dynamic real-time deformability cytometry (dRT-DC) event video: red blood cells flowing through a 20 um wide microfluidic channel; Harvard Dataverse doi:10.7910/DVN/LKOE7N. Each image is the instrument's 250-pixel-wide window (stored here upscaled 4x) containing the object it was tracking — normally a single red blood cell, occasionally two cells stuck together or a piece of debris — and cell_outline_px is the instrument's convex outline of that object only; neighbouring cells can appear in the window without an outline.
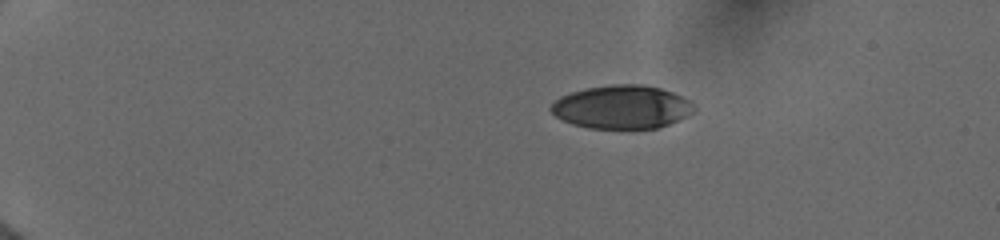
{"species": "human", "species_latin": "Homo sapiens", "temperature_condition": "cold", "stored_images_in_passage": 40, "camera_frame_rate_fps": 3000, "um_per_image_px": 0.085, "donor": {"sex": "female"}, "frame": {"image": 1, "passage_image": 1, "time_ms": 0.0, "image_size_px": [1000, 240], "cell_outline_px": [[692, 112], [668, 124], [656, 128], [588, 128], [572, 124], [556, 116], [552, 112], [552, 104], [560, 96], [584, 88], [612, 84], [644, 84], [660, 88], [672, 92], [688, 100], [692, 104]], "centroid_in_image_um": [52.82, 9.08], "position_along_channel_um": 32.2, "area_um2": 35.66}}
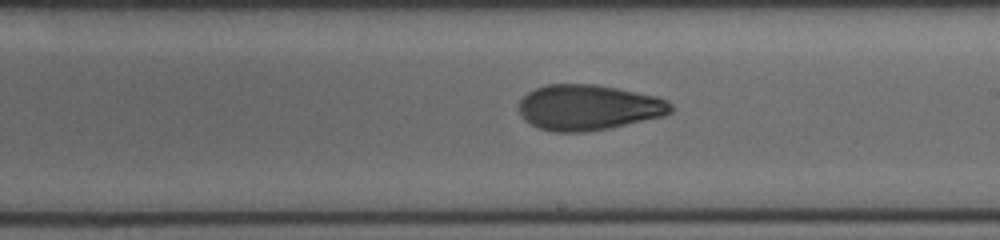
{"frame": {"image": 2, "passage_image": 22, "time_ms": 7.667, "image_size_px": [1000, 240], "cell_outline_px": [[672, 112], [664, 116], [612, 128], [584, 132], [556, 132], [540, 128], [524, 120], [520, 116], [520, 100], [528, 92], [536, 88], [548, 84], [596, 84], [656, 96], [668, 100], [672, 104]], "centroid_in_image_um": [50.04, 9.14], "position_along_channel_um": 239.0, "area_um2": 40.4}}
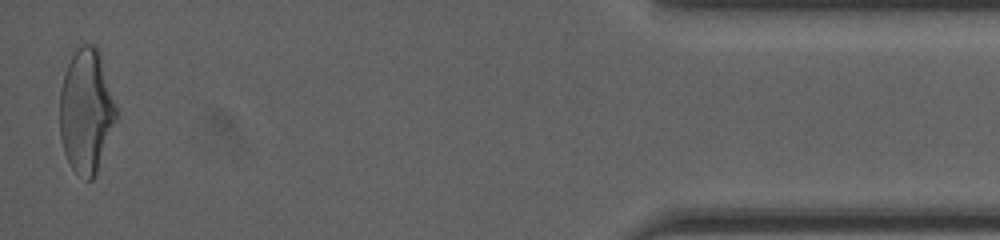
{"frame": {"image": 3, "passage_image": 40, "time_ms": 14.0, "image_size_px": [1000, 240], "cell_outline_px": [[116, 120], [96, 172], [92, 180], [88, 180], [76, 172], [72, 168], [64, 152], [60, 136], [60, 88], [68, 64], [72, 56], [84, 44], [96, 44], [100, 52], [116, 104]], "centroid_in_image_um": [7.33, 9.41], "position_along_channel_um": 427.9, "area_um2": 40.29}, "authors_computed_cell_mechanics": {"area_um2": 39.7953, "velocity_mm_per_s": 3.9918, "shape_relaxation_time_tau1_ms": 4.3146, "shape_relaxation_time_tau2_ms": 2.1636, "deformation_change_tau1": 0.1816, "deformation_change_tau2": 0.0862}}